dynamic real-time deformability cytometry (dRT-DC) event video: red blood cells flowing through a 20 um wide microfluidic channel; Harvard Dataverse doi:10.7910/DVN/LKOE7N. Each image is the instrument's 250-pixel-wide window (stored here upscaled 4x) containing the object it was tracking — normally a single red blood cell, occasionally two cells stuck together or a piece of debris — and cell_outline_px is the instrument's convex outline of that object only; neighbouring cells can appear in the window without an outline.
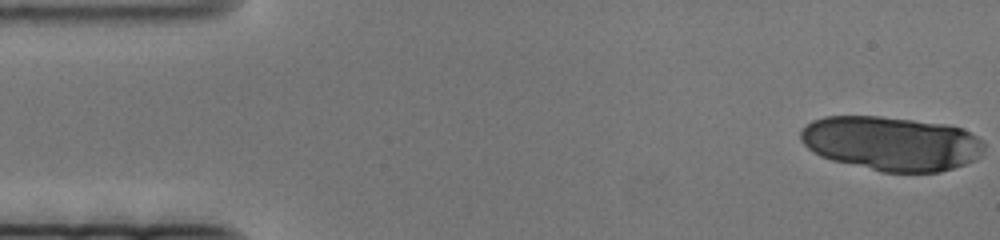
{"species": "human", "species_latin": "Homo sapiens", "temperature_condition": "cold", "stored_images_in_passage": 22, "camera_frame_rate_fps": 3000, "um_per_image_px": 0.085, "donor": {"sex": "female"}, "frame": {"image": 1, "passage_image": 1, "time_ms": 0.0, "image_size_px": [1000, 240], "cell_outline_px": [[984, 152], [976, 160], [940, 172], [880, 172], [832, 160], [820, 156], [808, 148], [800, 140], [800, 128], [812, 120], [824, 116], [880, 116], [948, 124], [960, 128], [984, 140]], "centroid_in_image_um": [75.76, 12.19], "position_along_channel_um": 9.2, "area_um2": 58.49}}